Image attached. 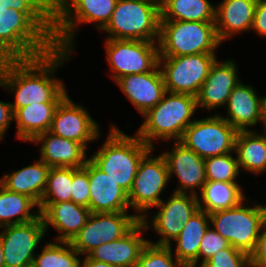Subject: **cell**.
<instances>
[{
  "instance_id": "26",
  "label": "cell",
  "mask_w": 266,
  "mask_h": 267,
  "mask_svg": "<svg viewBox=\"0 0 266 267\" xmlns=\"http://www.w3.org/2000/svg\"><path fill=\"white\" fill-rule=\"evenodd\" d=\"M50 167L39 160L32 165L6 174L0 178V184L9 191L30 197L38 206L41 202Z\"/></svg>"
},
{
  "instance_id": "32",
  "label": "cell",
  "mask_w": 266,
  "mask_h": 267,
  "mask_svg": "<svg viewBox=\"0 0 266 267\" xmlns=\"http://www.w3.org/2000/svg\"><path fill=\"white\" fill-rule=\"evenodd\" d=\"M38 205L28 196L7 190L0 184V228L22 224L36 219L40 213H31ZM14 218V219H13Z\"/></svg>"
},
{
  "instance_id": "36",
  "label": "cell",
  "mask_w": 266,
  "mask_h": 267,
  "mask_svg": "<svg viewBox=\"0 0 266 267\" xmlns=\"http://www.w3.org/2000/svg\"><path fill=\"white\" fill-rule=\"evenodd\" d=\"M204 164L207 181L236 182L240 172L237 157L231 153L205 158Z\"/></svg>"
},
{
  "instance_id": "34",
  "label": "cell",
  "mask_w": 266,
  "mask_h": 267,
  "mask_svg": "<svg viewBox=\"0 0 266 267\" xmlns=\"http://www.w3.org/2000/svg\"><path fill=\"white\" fill-rule=\"evenodd\" d=\"M71 185L72 167H50L39 213L42 214L52 203L71 201Z\"/></svg>"
},
{
  "instance_id": "18",
  "label": "cell",
  "mask_w": 266,
  "mask_h": 267,
  "mask_svg": "<svg viewBox=\"0 0 266 267\" xmlns=\"http://www.w3.org/2000/svg\"><path fill=\"white\" fill-rule=\"evenodd\" d=\"M174 149L164 152L162 155L166 160L169 177L174 173L179 178V187L175 193H187L197 195L196 188L206 183L205 159L198 156L193 150L186 148L182 143L176 141Z\"/></svg>"
},
{
  "instance_id": "8",
  "label": "cell",
  "mask_w": 266,
  "mask_h": 267,
  "mask_svg": "<svg viewBox=\"0 0 266 267\" xmlns=\"http://www.w3.org/2000/svg\"><path fill=\"white\" fill-rule=\"evenodd\" d=\"M242 200L237 206L209 214L214 229L234 248L247 253L254 251L262 224L266 218V206L245 207Z\"/></svg>"
},
{
  "instance_id": "31",
  "label": "cell",
  "mask_w": 266,
  "mask_h": 267,
  "mask_svg": "<svg viewBox=\"0 0 266 267\" xmlns=\"http://www.w3.org/2000/svg\"><path fill=\"white\" fill-rule=\"evenodd\" d=\"M215 10L208 0H164L160 20L215 22Z\"/></svg>"
},
{
  "instance_id": "33",
  "label": "cell",
  "mask_w": 266,
  "mask_h": 267,
  "mask_svg": "<svg viewBox=\"0 0 266 267\" xmlns=\"http://www.w3.org/2000/svg\"><path fill=\"white\" fill-rule=\"evenodd\" d=\"M0 6L26 13L53 40L56 0H0Z\"/></svg>"
},
{
  "instance_id": "38",
  "label": "cell",
  "mask_w": 266,
  "mask_h": 267,
  "mask_svg": "<svg viewBox=\"0 0 266 267\" xmlns=\"http://www.w3.org/2000/svg\"><path fill=\"white\" fill-rule=\"evenodd\" d=\"M201 267H251L247 253L229 246L216 252Z\"/></svg>"
},
{
  "instance_id": "29",
  "label": "cell",
  "mask_w": 266,
  "mask_h": 267,
  "mask_svg": "<svg viewBox=\"0 0 266 267\" xmlns=\"http://www.w3.org/2000/svg\"><path fill=\"white\" fill-rule=\"evenodd\" d=\"M238 131L235 140V152L240 169L253 173L266 171V131Z\"/></svg>"
},
{
  "instance_id": "20",
  "label": "cell",
  "mask_w": 266,
  "mask_h": 267,
  "mask_svg": "<svg viewBox=\"0 0 266 267\" xmlns=\"http://www.w3.org/2000/svg\"><path fill=\"white\" fill-rule=\"evenodd\" d=\"M91 213L127 212L128 193L89 159Z\"/></svg>"
},
{
  "instance_id": "39",
  "label": "cell",
  "mask_w": 266,
  "mask_h": 267,
  "mask_svg": "<svg viewBox=\"0 0 266 267\" xmlns=\"http://www.w3.org/2000/svg\"><path fill=\"white\" fill-rule=\"evenodd\" d=\"M89 159L82 168L72 167L71 201L89 208Z\"/></svg>"
},
{
  "instance_id": "37",
  "label": "cell",
  "mask_w": 266,
  "mask_h": 267,
  "mask_svg": "<svg viewBox=\"0 0 266 267\" xmlns=\"http://www.w3.org/2000/svg\"><path fill=\"white\" fill-rule=\"evenodd\" d=\"M172 247L148 242L134 267H185L177 258L173 262Z\"/></svg>"
},
{
  "instance_id": "6",
  "label": "cell",
  "mask_w": 266,
  "mask_h": 267,
  "mask_svg": "<svg viewBox=\"0 0 266 267\" xmlns=\"http://www.w3.org/2000/svg\"><path fill=\"white\" fill-rule=\"evenodd\" d=\"M159 29L158 4L151 0H118L110 21L102 31L110 34L108 39L157 42Z\"/></svg>"
},
{
  "instance_id": "28",
  "label": "cell",
  "mask_w": 266,
  "mask_h": 267,
  "mask_svg": "<svg viewBox=\"0 0 266 267\" xmlns=\"http://www.w3.org/2000/svg\"><path fill=\"white\" fill-rule=\"evenodd\" d=\"M59 103H36L21 107L14 112L17 137L33 141L39 134L50 130Z\"/></svg>"
},
{
  "instance_id": "25",
  "label": "cell",
  "mask_w": 266,
  "mask_h": 267,
  "mask_svg": "<svg viewBox=\"0 0 266 267\" xmlns=\"http://www.w3.org/2000/svg\"><path fill=\"white\" fill-rule=\"evenodd\" d=\"M90 210L72 201L52 203L41 215L45 230L53 226L61 234L55 239L57 242H71L85 225Z\"/></svg>"
},
{
  "instance_id": "43",
  "label": "cell",
  "mask_w": 266,
  "mask_h": 267,
  "mask_svg": "<svg viewBox=\"0 0 266 267\" xmlns=\"http://www.w3.org/2000/svg\"><path fill=\"white\" fill-rule=\"evenodd\" d=\"M14 120V113L12 111L11 103L0 101V140L4 138V134Z\"/></svg>"
},
{
  "instance_id": "13",
  "label": "cell",
  "mask_w": 266,
  "mask_h": 267,
  "mask_svg": "<svg viewBox=\"0 0 266 267\" xmlns=\"http://www.w3.org/2000/svg\"><path fill=\"white\" fill-rule=\"evenodd\" d=\"M150 150L139 164L130 192L128 193L129 205L135 211L142 212L139 218H143V211L157 206L161 202L160 194L170 180L168 167L163 155L149 157Z\"/></svg>"
},
{
  "instance_id": "48",
  "label": "cell",
  "mask_w": 266,
  "mask_h": 267,
  "mask_svg": "<svg viewBox=\"0 0 266 267\" xmlns=\"http://www.w3.org/2000/svg\"><path fill=\"white\" fill-rule=\"evenodd\" d=\"M151 1L155 2L159 6L164 2V0H151Z\"/></svg>"
},
{
  "instance_id": "1",
  "label": "cell",
  "mask_w": 266,
  "mask_h": 267,
  "mask_svg": "<svg viewBox=\"0 0 266 267\" xmlns=\"http://www.w3.org/2000/svg\"><path fill=\"white\" fill-rule=\"evenodd\" d=\"M70 52L54 48L35 58L7 59L0 66V86L15 93L13 113L31 104L60 103L68 95L63 83L51 76H55Z\"/></svg>"
},
{
  "instance_id": "47",
  "label": "cell",
  "mask_w": 266,
  "mask_h": 267,
  "mask_svg": "<svg viewBox=\"0 0 266 267\" xmlns=\"http://www.w3.org/2000/svg\"><path fill=\"white\" fill-rule=\"evenodd\" d=\"M7 60V58L0 52V66Z\"/></svg>"
},
{
  "instance_id": "23",
  "label": "cell",
  "mask_w": 266,
  "mask_h": 267,
  "mask_svg": "<svg viewBox=\"0 0 266 267\" xmlns=\"http://www.w3.org/2000/svg\"><path fill=\"white\" fill-rule=\"evenodd\" d=\"M257 0H223L215 10V26L219 41L251 30Z\"/></svg>"
},
{
  "instance_id": "14",
  "label": "cell",
  "mask_w": 266,
  "mask_h": 267,
  "mask_svg": "<svg viewBox=\"0 0 266 267\" xmlns=\"http://www.w3.org/2000/svg\"><path fill=\"white\" fill-rule=\"evenodd\" d=\"M2 228L0 240L5 267H32L35 248L46 233L42 215L27 223Z\"/></svg>"
},
{
  "instance_id": "5",
  "label": "cell",
  "mask_w": 266,
  "mask_h": 267,
  "mask_svg": "<svg viewBox=\"0 0 266 267\" xmlns=\"http://www.w3.org/2000/svg\"><path fill=\"white\" fill-rule=\"evenodd\" d=\"M159 57L215 53L221 42L215 22L160 20Z\"/></svg>"
},
{
  "instance_id": "27",
  "label": "cell",
  "mask_w": 266,
  "mask_h": 267,
  "mask_svg": "<svg viewBox=\"0 0 266 267\" xmlns=\"http://www.w3.org/2000/svg\"><path fill=\"white\" fill-rule=\"evenodd\" d=\"M209 222V214L199 209L190 217L181 233L174 239L177 244L175 258L185 267H196L198 265L199 245L204 233L210 226Z\"/></svg>"
},
{
  "instance_id": "19",
  "label": "cell",
  "mask_w": 266,
  "mask_h": 267,
  "mask_svg": "<svg viewBox=\"0 0 266 267\" xmlns=\"http://www.w3.org/2000/svg\"><path fill=\"white\" fill-rule=\"evenodd\" d=\"M159 68L158 65L153 71L126 75L116 81L142 115L155 107L166 92L163 75Z\"/></svg>"
},
{
  "instance_id": "15",
  "label": "cell",
  "mask_w": 266,
  "mask_h": 267,
  "mask_svg": "<svg viewBox=\"0 0 266 267\" xmlns=\"http://www.w3.org/2000/svg\"><path fill=\"white\" fill-rule=\"evenodd\" d=\"M198 196L185 193H175L165 203L164 200L156 206L161 208L152 220L153 230L161 235L156 245L171 246V239H175L182 231L190 217L199 210Z\"/></svg>"
},
{
  "instance_id": "2",
  "label": "cell",
  "mask_w": 266,
  "mask_h": 267,
  "mask_svg": "<svg viewBox=\"0 0 266 267\" xmlns=\"http://www.w3.org/2000/svg\"><path fill=\"white\" fill-rule=\"evenodd\" d=\"M152 149L137 135L130 137L112 126L102 148L89 159L129 193L141 159Z\"/></svg>"
},
{
  "instance_id": "16",
  "label": "cell",
  "mask_w": 266,
  "mask_h": 267,
  "mask_svg": "<svg viewBox=\"0 0 266 267\" xmlns=\"http://www.w3.org/2000/svg\"><path fill=\"white\" fill-rule=\"evenodd\" d=\"M51 133L78 142L87 148V143L99 137V126L84 107L76 105L67 95L56 108Z\"/></svg>"
},
{
  "instance_id": "35",
  "label": "cell",
  "mask_w": 266,
  "mask_h": 267,
  "mask_svg": "<svg viewBox=\"0 0 266 267\" xmlns=\"http://www.w3.org/2000/svg\"><path fill=\"white\" fill-rule=\"evenodd\" d=\"M61 244V245H59ZM48 243L34 257L32 267H80V254L70 242Z\"/></svg>"
},
{
  "instance_id": "46",
  "label": "cell",
  "mask_w": 266,
  "mask_h": 267,
  "mask_svg": "<svg viewBox=\"0 0 266 267\" xmlns=\"http://www.w3.org/2000/svg\"><path fill=\"white\" fill-rule=\"evenodd\" d=\"M3 245L2 242L0 240V267H5L4 265V257H3Z\"/></svg>"
},
{
  "instance_id": "41",
  "label": "cell",
  "mask_w": 266,
  "mask_h": 267,
  "mask_svg": "<svg viewBox=\"0 0 266 267\" xmlns=\"http://www.w3.org/2000/svg\"><path fill=\"white\" fill-rule=\"evenodd\" d=\"M260 232L255 249L249 256L251 267H266V218Z\"/></svg>"
},
{
  "instance_id": "4",
  "label": "cell",
  "mask_w": 266,
  "mask_h": 267,
  "mask_svg": "<svg viewBox=\"0 0 266 267\" xmlns=\"http://www.w3.org/2000/svg\"><path fill=\"white\" fill-rule=\"evenodd\" d=\"M53 40L24 12L0 6V52L7 59H30L49 53Z\"/></svg>"
},
{
  "instance_id": "42",
  "label": "cell",
  "mask_w": 266,
  "mask_h": 267,
  "mask_svg": "<svg viewBox=\"0 0 266 267\" xmlns=\"http://www.w3.org/2000/svg\"><path fill=\"white\" fill-rule=\"evenodd\" d=\"M252 29L266 36V0H257Z\"/></svg>"
},
{
  "instance_id": "22",
  "label": "cell",
  "mask_w": 266,
  "mask_h": 267,
  "mask_svg": "<svg viewBox=\"0 0 266 267\" xmlns=\"http://www.w3.org/2000/svg\"><path fill=\"white\" fill-rule=\"evenodd\" d=\"M32 142L41 145V161L49 167H74L85 166L86 148L75 141L57 136L50 131L39 134Z\"/></svg>"
},
{
  "instance_id": "9",
  "label": "cell",
  "mask_w": 266,
  "mask_h": 267,
  "mask_svg": "<svg viewBox=\"0 0 266 267\" xmlns=\"http://www.w3.org/2000/svg\"><path fill=\"white\" fill-rule=\"evenodd\" d=\"M216 60L215 53L159 57L166 91L196 97Z\"/></svg>"
},
{
  "instance_id": "40",
  "label": "cell",
  "mask_w": 266,
  "mask_h": 267,
  "mask_svg": "<svg viewBox=\"0 0 266 267\" xmlns=\"http://www.w3.org/2000/svg\"><path fill=\"white\" fill-rule=\"evenodd\" d=\"M230 246L228 240L223 238L214 228L210 226L201 239L198 251V261L203 256L200 267L209 260L216 252Z\"/></svg>"
},
{
  "instance_id": "3",
  "label": "cell",
  "mask_w": 266,
  "mask_h": 267,
  "mask_svg": "<svg viewBox=\"0 0 266 267\" xmlns=\"http://www.w3.org/2000/svg\"><path fill=\"white\" fill-rule=\"evenodd\" d=\"M168 97H167V96ZM197 109L196 97L189 94L165 92L161 101L146 114L136 135L154 148L155 139L180 141Z\"/></svg>"
},
{
  "instance_id": "45",
  "label": "cell",
  "mask_w": 266,
  "mask_h": 267,
  "mask_svg": "<svg viewBox=\"0 0 266 267\" xmlns=\"http://www.w3.org/2000/svg\"><path fill=\"white\" fill-rule=\"evenodd\" d=\"M261 122L263 123L266 131V96L261 98Z\"/></svg>"
},
{
  "instance_id": "12",
  "label": "cell",
  "mask_w": 266,
  "mask_h": 267,
  "mask_svg": "<svg viewBox=\"0 0 266 267\" xmlns=\"http://www.w3.org/2000/svg\"><path fill=\"white\" fill-rule=\"evenodd\" d=\"M128 212L90 213L85 225L70 242L80 254H88L102 244L127 234L141 219Z\"/></svg>"
},
{
  "instance_id": "21",
  "label": "cell",
  "mask_w": 266,
  "mask_h": 267,
  "mask_svg": "<svg viewBox=\"0 0 266 267\" xmlns=\"http://www.w3.org/2000/svg\"><path fill=\"white\" fill-rule=\"evenodd\" d=\"M237 75L234 61L220 63L216 60L196 96L197 107L212 110L225 106L232 90L240 82Z\"/></svg>"
},
{
  "instance_id": "30",
  "label": "cell",
  "mask_w": 266,
  "mask_h": 267,
  "mask_svg": "<svg viewBox=\"0 0 266 267\" xmlns=\"http://www.w3.org/2000/svg\"><path fill=\"white\" fill-rule=\"evenodd\" d=\"M200 192L201 198L197 197L199 209L208 214L235 207L246 200L241 186L236 182L206 181Z\"/></svg>"
},
{
  "instance_id": "17",
  "label": "cell",
  "mask_w": 266,
  "mask_h": 267,
  "mask_svg": "<svg viewBox=\"0 0 266 267\" xmlns=\"http://www.w3.org/2000/svg\"><path fill=\"white\" fill-rule=\"evenodd\" d=\"M147 221V216L144 215L127 234L94 248L86 256L115 267H134L143 247L148 243L141 237L142 231L151 227Z\"/></svg>"
},
{
  "instance_id": "11",
  "label": "cell",
  "mask_w": 266,
  "mask_h": 267,
  "mask_svg": "<svg viewBox=\"0 0 266 267\" xmlns=\"http://www.w3.org/2000/svg\"><path fill=\"white\" fill-rule=\"evenodd\" d=\"M155 44L144 40L107 39L106 55L114 72L110 75L113 80L153 71L159 65V47Z\"/></svg>"
},
{
  "instance_id": "44",
  "label": "cell",
  "mask_w": 266,
  "mask_h": 267,
  "mask_svg": "<svg viewBox=\"0 0 266 267\" xmlns=\"http://www.w3.org/2000/svg\"><path fill=\"white\" fill-rule=\"evenodd\" d=\"M80 267H115L105 262L95 261L85 256L83 261H80Z\"/></svg>"
},
{
  "instance_id": "24",
  "label": "cell",
  "mask_w": 266,
  "mask_h": 267,
  "mask_svg": "<svg viewBox=\"0 0 266 267\" xmlns=\"http://www.w3.org/2000/svg\"><path fill=\"white\" fill-rule=\"evenodd\" d=\"M261 98L252 86L239 82L226 104L228 117L223 118L237 131H248V126H254L261 121Z\"/></svg>"
},
{
  "instance_id": "10",
  "label": "cell",
  "mask_w": 266,
  "mask_h": 267,
  "mask_svg": "<svg viewBox=\"0 0 266 267\" xmlns=\"http://www.w3.org/2000/svg\"><path fill=\"white\" fill-rule=\"evenodd\" d=\"M238 131L221 115L194 120L179 141L198 156L208 158L235 150Z\"/></svg>"
},
{
  "instance_id": "7",
  "label": "cell",
  "mask_w": 266,
  "mask_h": 267,
  "mask_svg": "<svg viewBox=\"0 0 266 267\" xmlns=\"http://www.w3.org/2000/svg\"><path fill=\"white\" fill-rule=\"evenodd\" d=\"M117 1L56 0L55 48L72 51L76 24L93 22L97 24V29L102 30L110 21Z\"/></svg>"
}]
</instances>
